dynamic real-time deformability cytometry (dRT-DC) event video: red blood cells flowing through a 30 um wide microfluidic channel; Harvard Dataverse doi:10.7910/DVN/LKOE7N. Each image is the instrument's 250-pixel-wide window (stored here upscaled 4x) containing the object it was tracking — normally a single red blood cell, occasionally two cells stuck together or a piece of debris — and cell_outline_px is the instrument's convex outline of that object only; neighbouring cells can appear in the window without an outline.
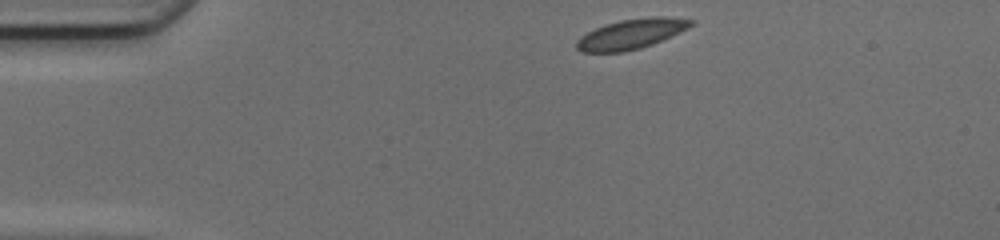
{"species": "common noctule bat (a hibernating species)", "species_latin": "Nyctalus noctula", "temperature_condition": "cold", "stored_images_in_passage": 41, "camera_frame_rate_fps": 3000, "um_per_image_px": 0.085, "animal": {"sex": "female", "body_mass_g": 17.0, "forearm_length_mm": 48.0}, "frame": {"image": 1, "passage_image": 1, "time_ms": 0.0, "image_size_px": [1000, 240], "cell_outline_px": [[696, 20], [688, 28], [672, 36], [652, 44], [640, 48], [624, 52], [584, 52], [576, 48], [576, 40], [580, 36], [596, 28], [620, 20], [652, 16], [664, 16]], "centroid_in_image_um": [53.67, 2.88], "position_along_channel_um": 31.3, "area_um2": 19.88}}
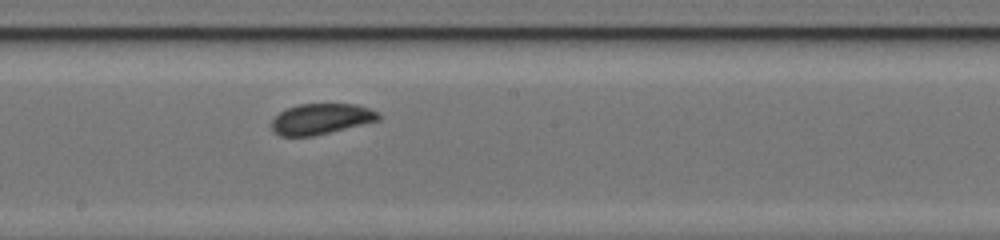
{"frame": {"image": 2, "passage_image": 19, "time_ms": 6.0, "image_size_px": [1000, 240], "cell_outline_px": [[380, 120], [312, 136], [280, 136], [272, 132], [272, 120], [280, 112], [288, 108], [300, 104], [356, 104], [380, 112]], "centroid_in_image_um": [27.29, 10.11], "position_along_channel_um": 220.9, "area_um2": 19.02}}
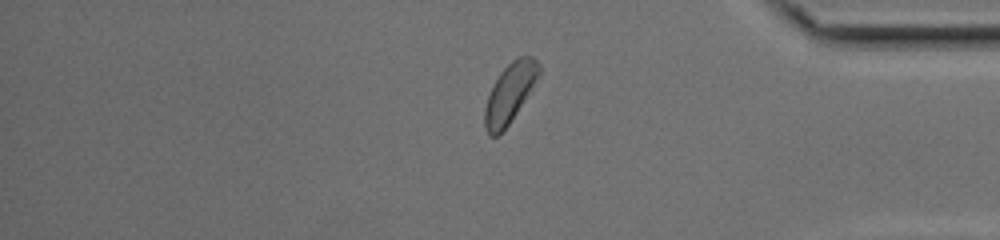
{"frame": {"image": 3, "passage_image": 33, "time_ms": 10.667, "image_size_px": [1000, 240], "cell_outline_px": [[540, 72], [516, 112], [500, 136], [488, 136], [484, 128], [484, 108], [492, 84], [500, 72], [512, 60], [520, 56], [532, 56], [540, 64]], "centroid_in_image_um": [43.27, 7.93], "position_along_channel_um": 391.9, "area_um2": 18.44}, "authors_computed_cell_mechanics": {"area_um2": 19.3052, "velocity_mm_per_s": 4.15, "shape_relaxation_time_tau1_ms": 7.7243, "shape_relaxation_time_tau2_ms": null, "deformation_change_tau1": 0.1186, "deformation_change_tau2": null}}